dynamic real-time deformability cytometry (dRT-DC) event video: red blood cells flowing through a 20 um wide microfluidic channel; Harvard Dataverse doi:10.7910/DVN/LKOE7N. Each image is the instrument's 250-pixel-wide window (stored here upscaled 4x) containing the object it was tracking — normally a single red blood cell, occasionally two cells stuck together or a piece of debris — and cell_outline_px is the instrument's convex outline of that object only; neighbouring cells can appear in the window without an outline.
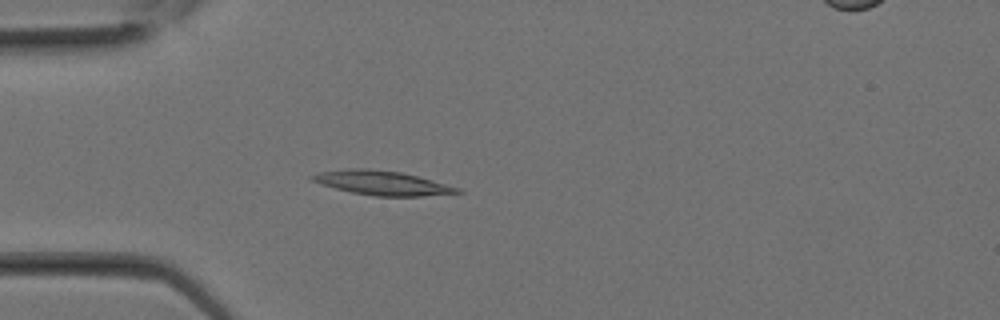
{"species": "Egyptian fruit bat (a non-hibernating species)", "species_latin": "Rousettus aegyptiacus", "temperature_condition": "room temperature", "stored_images_in_passage": 28, "segment_of_instrument_passage": [1, 2], "camera_frame_rate_fps": 3000, "um_per_image_px": 0.085, "animal": {"sex": "female"}, "frame": {"image": 1, "passage_image": 8, "time_ms": 2.333, "image_size_px": [1000, 320], "cell_outline_px": [[464, 192], [420, 196], [376, 196], [352, 192], [320, 184], [312, 180], [308, 176], [320, 172], [348, 168], [368, 168], [400, 172], [432, 180], [460, 188]], "centroid_in_image_um": [32.45, 15.54], "position_along_channel_um": 52.5, "area_um2": 20.29}}
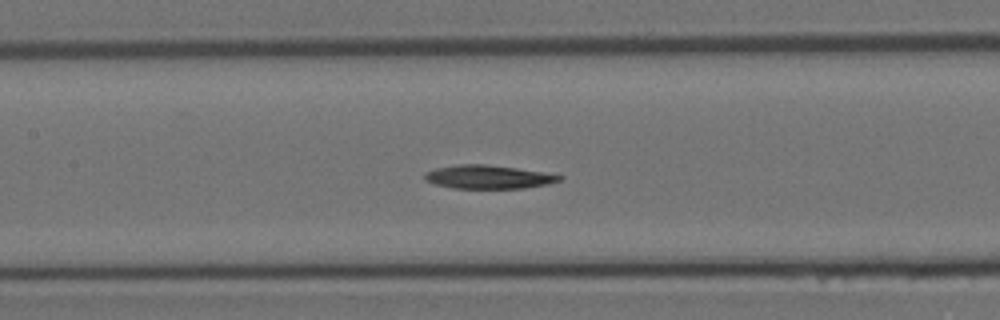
{"frame": {"image": 2, "passage_image": 13, "time_ms": 4.0, "image_size_px": [1000, 320], "cell_outline_px": [[564, 176], [560, 180], [548, 184], [524, 188], [452, 188], [436, 184], [424, 180], [424, 172], [436, 168], [460, 164], [484, 164], [516, 168]], "centroid_in_image_um": [41.46, 15.04], "position_along_channel_um": 165.9, "area_um2": 18.26}}
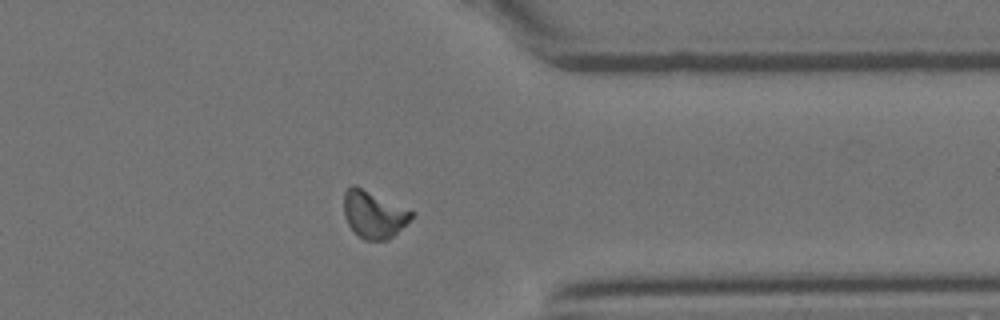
{"frame": {"image": 3, "passage_image": 22, "time_ms": 7.0, "image_size_px": [1000, 320], "cell_outline_px": [[412, 216], [388, 240], [364, 240], [348, 224], [344, 216], [344, 192], [352, 184], [356, 184], [412, 212]], "centroid_in_image_um": [31.69, 18.2], "position_along_channel_um": 379.7, "area_um2": 18.03}}